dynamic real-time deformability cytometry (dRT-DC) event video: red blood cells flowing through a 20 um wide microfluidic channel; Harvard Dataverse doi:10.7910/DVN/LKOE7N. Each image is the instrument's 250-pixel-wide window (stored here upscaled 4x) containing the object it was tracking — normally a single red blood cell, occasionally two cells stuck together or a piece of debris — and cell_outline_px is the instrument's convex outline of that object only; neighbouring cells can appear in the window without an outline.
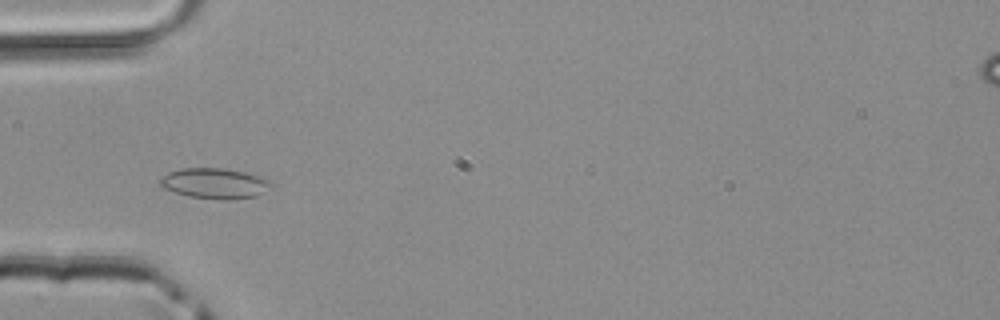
{"species": "common noctule bat (a hibernating species)", "species_latin": "Nyctalus noctula", "temperature_condition": "room temperature", "stored_images_in_passage": 37, "camera_frame_rate_fps": 3000, "um_per_image_px": 0.085, "animal": {"sex": "male", "body_mass_g": 20.4}, "frame": {"image": 1, "passage_image": 3, "time_ms": 0.667, "image_size_px": [1000, 320], "cell_outline_px": [[272, 184], [256, 196], [232, 200], [220, 200], [188, 196], [160, 188], [160, 176], [168, 172], [180, 168], [224, 168], [244, 172], [268, 180]], "centroid_in_image_um": [18.15, 15.59], "position_along_channel_um": 66.9, "area_um2": 19.71}}
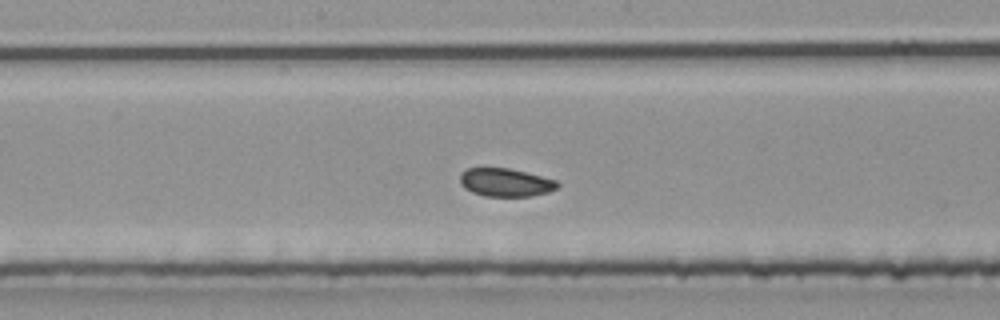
{"frame": {"image": 2, "passage_image": 13, "time_ms": 4.0, "image_size_px": [1000, 320], "cell_outline_px": [[560, 184], [556, 188], [548, 192], [532, 196], [484, 196], [472, 192], [464, 188], [460, 184], [460, 172], [468, 168], [508, 168], [556, 180]], "centroid_in_image_um": [42.93, 15.51], "position_along_channel_um": 205.3, "area_um2": 15.95}}
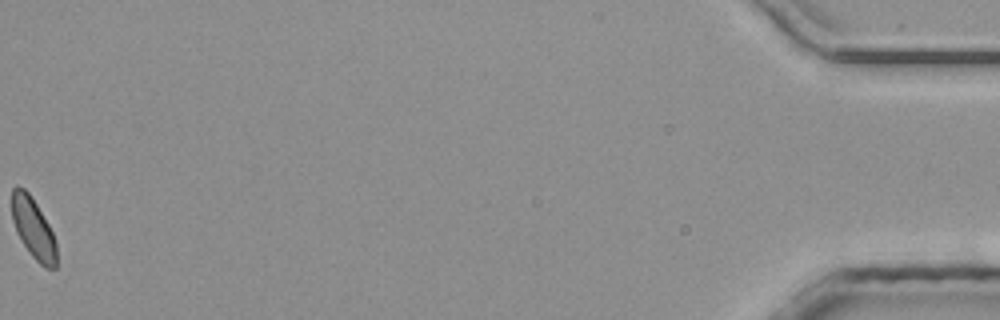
{"frame": {"image": 3, "passage_image": 37, "time_ms": 12.0, "image_size_px": [1000, 320], "cell_outline_px": [[56, 268], [44, 268], [32, 256], [20, 240], [16, 232], [12, 220], [12, 188], [16, 184], [24, 188], [28, 192], [36, 204], [48, 224], [56, 240]], "centroid_in_image_um": [2.81, 19.41], "position_along_channel_um": 432.4, "area_um2": 15.78}}